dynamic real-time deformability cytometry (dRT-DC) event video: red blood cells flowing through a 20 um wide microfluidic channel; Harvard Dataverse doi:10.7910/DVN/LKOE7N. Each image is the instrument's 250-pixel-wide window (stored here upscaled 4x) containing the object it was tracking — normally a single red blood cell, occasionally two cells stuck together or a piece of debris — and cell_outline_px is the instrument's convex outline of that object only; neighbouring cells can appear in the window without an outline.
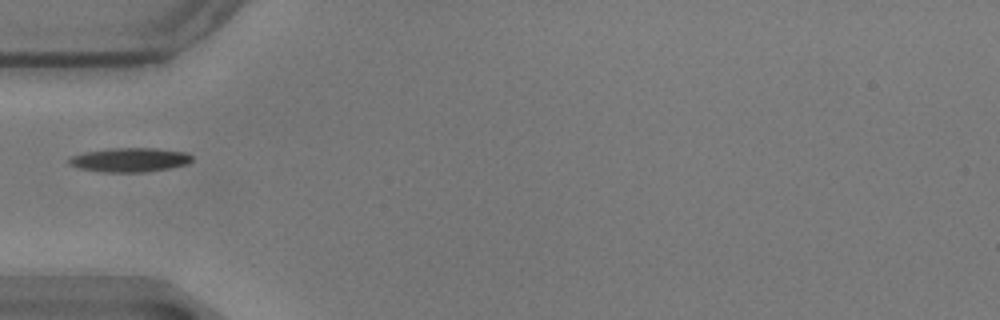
{"species": "common noctule bat (a hibernating species)", "species_latin": "Nyctalus noctula", "temperature_condition": "warm", "stored_images_in_passage": 17, "camera_frame_rate_fps": 3000, "um_per_image_px": 0.085, "animal": {"sex": "male", "body_mass_g": 17.9}, "frame": {"image": 1, "passage_image": 1, "time_ms": 0.0, "image_size_px": [1000, 320], "cell_outline_px": [[192, 160], [188, 164], [148, 172], [100, 172], [80, 168], [68, 164], [68, 160], [72, 156], [84, 152], [108, 148], [156, 148], [188, 152], [192, 156]], "centroid_in_image_um": [11.04, 13.58], "position_along_channel_um": 74.0, "area_um2": 17.46}}
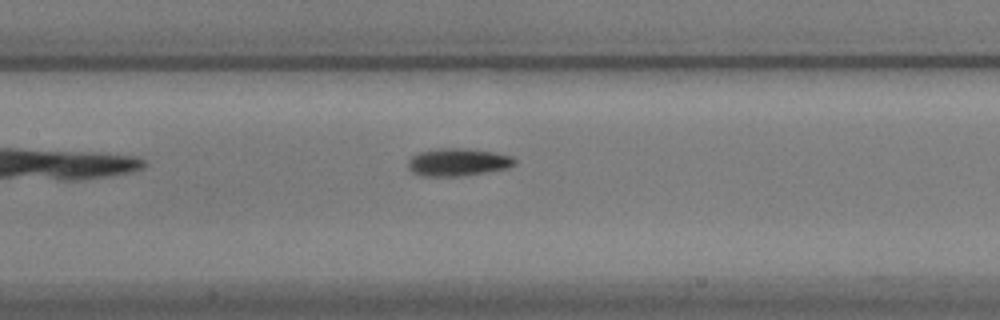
{"frame": {"image": 2, "passage_image": 9, "time_ms": 2.667, "image_size_px": [1000, 320], "cell_outline_px": [[516, 164], [508, 168], [460, 176], [420, 176], [412, 172], [408, 168], [408, 160], [412, 156], [420, 152], [436, 148], [468, 148], [496, 152], [512, 156], [516, 160]], "centroid_in_image_um": [38.92, 13.77], "position_along_channel_um": 168.5, "area_um2": 17.34}}
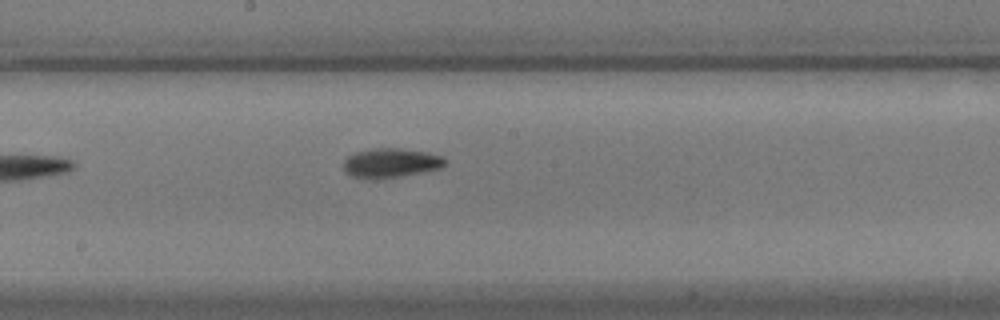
{"frame": {"image": 3, "passage_image": 13, "time_ms": 4.0, "image_size_px": [1000, 320], "cell_outline_px": [[448, 164], [440, 168], [400, 176], [352, 176], [344, 172], [344, 160], [348, 156], [356, 152], [368, 148], [400, 148], [428, 152], [444, 156], [448, 160]], "centroid_in_image_um": [33.29, 13.79], "position_along_channel_um": 214.9, "area_um2": 16.99}}